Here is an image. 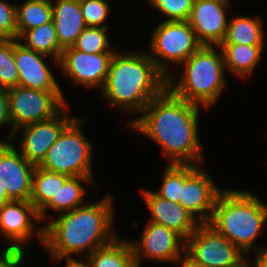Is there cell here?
<instances>
[{"instance_id": "6da1fadb", "label": "cell", "mask_w": 267, "mask_h": 267, "mask_svg": "<svg viewBox=\"0 0 267 267\" xmlns=\"http://www.w3.org/2000/svg\"><path fill=\"white\" fill-rule=\"evenodd\" d=\"M199 107L166 88L128 125L157 143L170 164L201 165L204 157L198 136Z\"/></svg>"}, {"instance_id": "7a4b0ae2", "label": "cell", "mask_w": 267, "mask_h": 267, "mask_svg": "<svg viewBox=\"0 0 267 267\" xmlns=\"http://www.w3.org/2000/svg\"><path fill=\"white\" fill-rule=\"evenodd\" d=\"M86 202L44 224L43 247L51 253L53 261L72 260L73 254L83 253L86 257L118 237L112 230L115 215L112 196L96 203Z\"/></svg>"}, {"instance_id": "3957f363", "label": "cell", "mask_w": 267, "mask_h": 267, "mask_svg": "<svg viewBox=\"0 0 267 267\" xmlns=\"http://www.w3.org/2000/svg\"><path fill=\"white\" fill-rule=\"evenodd\" d=\"M166 88L167 77L148 53L115 51L101 92L109 105L140 115Z\"/></svg>"}, {"instance_id": "277c9868", "label": "cell", "mask_w": 267, "mask_h": 267, "mask_svg": "<svg viewBox=\"0 0 267 267\" xmlns=\"http://www.w3.org/2000/svg\"><path fill=\"white\" fill-rule=\"evenodd\" d=\"M247 191L222 190L208 224L248 256L267 221V205Z\"/></svg>"}, {"instance_id": "5b68a950", "label": "cell", "mask_w": 267, "mask_h": 267, "mask_svg": "<svg viewBox=\"0 0 267 267\" xmlns=\"http://www.w3.org/2000/svg\"><path fill=\"white\" fill-rule=\"evenodd\" d=\"M218 46L202 45L181 64L185 69L175 81L170 74L167 88L177 97L205 108L216 103L225 87V64Z\"/></svg>"}, {"instance_id": "8992f818", "label": "cell", "mask_w": 267, "mask_h": 267, "mask_svg": "<svg viewBox=\"0 0 267 267\" xmlns=\"http://www.w3.org/2000/svg\"><path fill=\"white\" fill-rule=\"evenodd\" d=\"M84 122L85 119L75 118L50 147L38 167L70 177L94 176L91 164L93 145L80 130Z\"/></svg>"}, {"instance_id": "52a82bcc", "label": "cell", "mask_w": 267, "mask_h": 267, "mask_svg": "<svg viewBox=\"0 0 267 267\" xmlns=\"http://www.w3.org/2000/svg\"><path fill=\"white\" fill-rule=\"evenodd\" d=\"M151 36L148 54L167 78L172 73L170 63L180 66L202 46L188 21L164 20Z\"/></svg>"}, {"instance_id": "ba28073f", "label": "cell", "mask_w": 267, "mask_h": 267, "mask_svg": "<svg viewBox=\"0 0 267 267\" xmlns=\"http://www.w3.org/2000/svg\"><path fill=\"white\" fill-rule=\"evenodd\" d=\"M63 95L21 86L9 88L8 105L12 128L8 140H12L18 128L57 115L67 105Z\"/></svg>"}, {"instance_id": "9c48e42d", "label": "cell", "mask_w": 267, "mask_h": 267, "mask_svg": "<svg viewBox=\"0 0 267 267\" xmlns=\"http://www.w3.org/2000/svg\"><path fill=\"white\" fill-rule=\"evenodd\" d=\"M33 220L36 223L41 222L39 211L29 200H10L0 207V233L2 232L1 235L10 241L2 253L25 251L23 245L27 244L35 235L43 245L44 225L38 227L36 231Z\"/></svg>"}, {"instance_id": "30bf717a", "label": "cell", "mask_w": 267, "mask_h": 267, "mask_svg": "<svg viewBox=\"0 0 267 267\" xmlns=\"http://www.w3.org/2000/svg\"><path fill=\"white\" fill-rule=\"evenodd\" d=\"M185 251L205 267H227L244 254L208 223H201L186 239Z\"/></svg>"}, {"instance_id": "8fae6325", "label": "cell", "mask_w": 267, "mask_h": 267, "mask_svg": "<svg viewBox=\"0 0 267 267\" xmlns=\"http://www.w3.org/2000/svg\"><path fill=\"white\" fill-rule=\"evenodd\" d=\"M68 108L66 105L48 120L27 124L15 130L12 139L17 137L18 131H23L21 138L17 139L20 140L18 150L28 162L38 166L63 130L75 119L69 116Z\"/></svg>"}, {"instance_id": "7c38bea8", "label": "cell", "mask_w": 267, "mask_h": 267, "mask_svg": "<svg viewBox=\"0 0 267 267\" xmlns=\"http://www.w3.org/2000/svg\"><path fill=\"white\" fill-rule=\"evenodd\" d=\"M200 166L185 164V184L181 187L179 204L201 224L210 221L222 190L218 189L212 177Z\"/></svg>"}, {"instance_id": "4fadbf2b", "label": "cell", "mask_w": 267, "mask_h": 267, "mask_svg": "<svg viewBox=\"0 0 267 267\" xmlns=\"http://www.w3.org/2000/svg\"><path fill=\"white\" fill-rule=\"evenodd\" d=\"M133 241L129 242L139 267L143 257L158 262H175L185 251L186 246V240L180 234L149 221L143 228L140 240Z\"/></svg>"}, {"instance_id": "5bb4252c", "label": "cell", "mask_w": 267, "mask_h": 267, "mask_svg": "<svg viewBox=\"0 0 267 267\" xmlns=\"http://www.w3.org/2000/svg\"><path fill=\"white\" fill-rule=\"evenodd\" d=\"M114 52L86 53L73 46L63 49L59 68L76 84L103 88ZM101 87V88H100Z\"/></svg>"}, {"instance_id": "9a60e30c", "label": "cell", "mask_w": 267, "mask_h": 267, "mask_svg": "<svg viewBox=\"0 0 267 267\" xmlns=\"http://www.w3.org/2000/svg\"><path fill=\"white\" fill-rule=\"evenodd\" d=\"M34 170L12 140L0 141V179L10 200H30Z\"/></svg>"}, {"instance_id": "2e32d148", "label": "cell", "mask_w": 267, "mask_h": 267, "mask_svg": "<svg viewBox=\"0 0 267 267\" xmlns=\"http://www.w3.org/2000/svg\"><path fill=\"white\" fill-rule=\"evenodd\" d=\"M229 0H194L188 22L202 45L219 46L225 38Z\"/></svg>"}, {"instance_id": "e0dca14e", "label": "cell", "mask_w": 267, "mask_h": 267, "mask_svg": "<svg viewBox=\"0 0 267 267\" xmlns=\"http://www.w3.org/2000/svg\"><path fill=\"white\" fill-rule=\"evenodd\" d=\"M47 55L35 52L14 39V59L18 70V86L63 93L51 69L44 62Z\"/></svg>"}, {"instance_id": "ac0fdd59", "label": "cell", "mask_w": 267, "mask_h": 267, "mask_svg": "<svg viewBox=\"0 0 267 267\" xmlns=\"http://www.w3.org/2000/svg\"><path fill=\"white\" fill-rule=\"evenodd\" d=\"M143 201L151 215L149 222L159 224L174 230L185 240L195 231L200 224L179 203L166 200L158 196L155 191L143 189L140 191Z\"/></svg>"}, {"instance_id": "d6986e66", "label": "cell", "mask_w": 267, "mask_h": 267, "mask_svg": "<svg viewBox=\"0 0 267 267\" xmlns=\"http://www.w3.org/2000/svg\"><path fill=\"white\" fill-rule=\"evenodd\" d=\"M51 3L59 45L62 49L72 47L87 27L79 0H51Z\"/></svg>"}, {"instance_id": "ffe728a7", "label": "cell", "mask_w": 267, "mask_h": 267, "mask_svg": "<svg viewBox=\"0 0 267 267\" xmlns=\"http://www.w3.org/2000/svg\"><path fill=\"white\" fill-rule=\"evenodd\" d=\"M264 45H241V44H220L226 71L247 77L257 67L262 58ZM228 69V70H227Z\"/></svg>"}, {"instance_id": "44dd1931", "label": "cell", "mask_w": 267, "mask_h": 267, "mask_svg": "<svg viewBox=\"0 0 267 267\" xmlns=\"http://www.w3.org/2000/svg\"><path fill=\"white\" fill-rule=\"evenodd\" d=\"M93 184V176H74L70 177L57 192L56 198H52L40 211L39 217L41 221L47 219L49 209H54L59 213L72 211L77 207L85 204H80L84 200L86 190L82 185Z\"/></svg>"}, {"instance_id": "7402d4cb", "label": "cell", "mask_w": 267, "mask_h": 267, "mask_svg": "<svg viewBox=\"0 0 267 267\" xmlns=\"http://www.w3.org/2000/svg\"><path fill=\"white\" fill-rule=\"evenodd\" d=\"M84 262L89 267H139L130 242L119 236L110 244L94 250Z\"/></svg>"}, {"instance_id": "603a6c76", "label": "cell", "mask_w": 267, "mask_h": 267, "mask_svg": "<svg viewBox=\"0 0 267 267\" xmlns=\"http://www.w3.org/2000/svg\"><path fill=\"white\" fill-rule=\"evenodd\" d=\"M17 40L28 49L47 55V57L52 55L54 64L59 66L63 49L59 45L53 20L42 26L24 31ZM22 40L25 44L21 42Z\"/></svg>"}, {"instance_id": "cb8c5ba5", "label": "cell", "mask_w": 267, "mask_h": 267, "mask_svg": "<svg viewBox=\"0 0 267 267\" xmlns=\"http://www.w3.org/2000/svg\"><path fill=\"white\" fill-rule=\"evenodd\" d=\"M264 26L259 17L237 16L228 20L221 44L264 45Z\"/></svg>"}, {"instance_id": "d4e9b609", "label": "cell", "mask_w": 267, "mask_h": 267, "mask_svg": "<svg viewBox=\"0 0 267 267\" xmlns=\"http://www.w3.org/2000/svg\"><path fill=\"white\" fill-rule=\"evenodd\" d=\"M70 176L45 170L35 166L30 202L40 211L52 198Z\"/></svg>"}, {"instance_id": "484cf974", "label": "cell", "mask_w": 267, "mask_h": 267, "mask_svg": "<svg viewBox=\"0 0 267 267\" xmlns=\"http://www.w3.org/2000/svg\"><path fill=\"white\" fill-rule=\"evenodd\" d=\"M53 20L51 0H25L16 4L17 38L27 30L42 26Z\"/></svg>"}, {"instance_id": "4316f807", "label": "cell", "mask_w": 267, "mask_h": 267, "mask_svg": "<svg viewBox=\"0 0 267 267\" xmlns=\"http://www.w3.org/2000/svg\"><path fill=\"white\" fill-rule=\"evenodd\" d=\"M163 174L162 184L155 193L163 199L179 203L181 187L185 184V164H168Z\"/></svg>"}, {"instance_id": "83f0119b", "label": "cell", "mask_w": 267, "mask_h": 267, "mask_svg": "<svg viewBox=\"0 0 267 267\" xmlns=\"http://www.w3.org/2000/svg\"><path fill=\"white\" fill-rule=\"evenodd\" d=\"M108 28L86 27L77 37L73 47L86 53L115 52L109 48Z\"/></svg>"}, {"instance_id": "f1b7e54d", "label": "cell", "mask_w": 267, "mask_h": 267, "mask_svg": "<svg viewBox=\"0 0 267 267\" xmlns=\"http://www.w3.org/2000/svg\"><path fill=\"white\" fill-rule=\"evenodd\" d=\"M18 86V70L14 59V39L0 40V87Z\"/></svg>"}, {"instance_id": "f546056e", "label": "cell", "mask_w": 267, "mask_h": 267, "mask_svg": "<svg viewBox=\"0 0 267 267\" xmlns=\"http://www.w3.org/2000/svg\"><path fill=\"white\" fill-rule=\"evenodd\" d=\"M149 5L168 17L165 21H188L194 0H148Z\"/></svg>"}, {"instance_id": "4dcf8cb0", "label": "cell", "mask_w": 267, "mask_h": 267, "mask_svg": "<svg viewBox=\"0 0 267 267\" xmlns=\"http://www.w3.org/2000/svg\"><path fill=\"white\" fill-rule=\"evenodd\" d=\"M79 4L87 27L108 28L104 24L111 11L107 0H79Z\"/></svg>"}, {"instance_id": "1f68e13d", "label": "cell", "mask_w": 267, "mask_h": 267, "mask_svg": "<svg viewBox=\"0 0 267 267\" xmlns=\"http://www.w3.org/2000/svg\"><path fill=\"white\" fill-rule=\"evenodd\" d=\"M17 39L16 4L0 0V40Z\"/></svg>"}, {"instance_id": "d6a6232c", "label": "cell", "mask_w": 267, "mask_h": 267, "mask_svg": "<svg viewBox=\"0 0 267 267\" xmlns=\"http://www.w3.org/2000/svg\"><path fill=\"white\" fill-rule=\"evenodd\" d=\"M25 252L2 253L0 255V267H20L26 258Z\"/></svg>"}, {"instance_id": "836d02e7", "label": "cell", "mask_w": 267, "mask_h": 267, "mask_svg": "<svg viewBox=\"0 0 267 267\" xmlns=\"http://www.w3.org/2000/svg\"><path fill=\"white\" fill-rule=\"evenodd\" d=\"M6 125L12 127L8 105V89L0 87V127Z\"/></svg>"}, {"instance_id": "e575fe53", "label": "cell", "mask_w": 267, "mask_h": 267, "mask_svg": "<svg viewBox=\"0 0 267 267\" xmlns=\"http://www.w3.org/2000/svg\"><path fill=\"white\" fill-rule=\"evenodd\" d=\"M179 262L181 267H205L202 263L196 261L191 257L186 251H184L181 256L175 261Z\"/></svg>"}, {"instance_id": "d590c367", "label": "cell", "mask_w": 267, "mask_h": 267, "mask_svg": "<svg viewBox=\"0 0 267 267\" xmlns=\"http://www.w3.org/2000/svg\"><path fill=\"white\" fill-rule=\"evenodd\" d=\"M255 267H267V246L256 250Z\"/></svg>"}, {"instance_id": "8d00e7d4", "label": "cell", "mask_w": 267, "mask_h": 267, "mask_svg": "<svg viewBox=\"0 0 267 267\" xmlns=\"http://www.w3.org/2000/svg\"><path fill=\"white\" fill-rule=\"evenodd\" d=\"M246 257V254H244L240 259H238L235 263L227 266V267H255V265L250 264V262H248Z\"/></svg>"}, {"instance_id": "74e56055", "label": "cell", "mask_w": 267, "mask_h": 267, "mask_svg": "<svg viewBox=\"0 0 267 267\" xmlns=\"http://www.w3.org/2000/svg\"><path fill=\"white\" fill-rule=\"evenodd\" d=\"M67 266L66 267H89L88 264L83 260L78 261L77 258L76 259H72V260H67Z\"/></svg>"}, {"instance_id": "f35d334b", "label": "cell", "mask_w": 267, "mask_h": 267, "mask_svg": "<svg viewBox=\"0 0 267 267\" xmlns=\"http://www.w3.org/2000/svg\"><path fill=\"white\" fill-rule=\"evenodd\" d=\"M10 201L5 193L4 186L2 185V180L0 179V207Z\"/></svg>"}]
</instances>
